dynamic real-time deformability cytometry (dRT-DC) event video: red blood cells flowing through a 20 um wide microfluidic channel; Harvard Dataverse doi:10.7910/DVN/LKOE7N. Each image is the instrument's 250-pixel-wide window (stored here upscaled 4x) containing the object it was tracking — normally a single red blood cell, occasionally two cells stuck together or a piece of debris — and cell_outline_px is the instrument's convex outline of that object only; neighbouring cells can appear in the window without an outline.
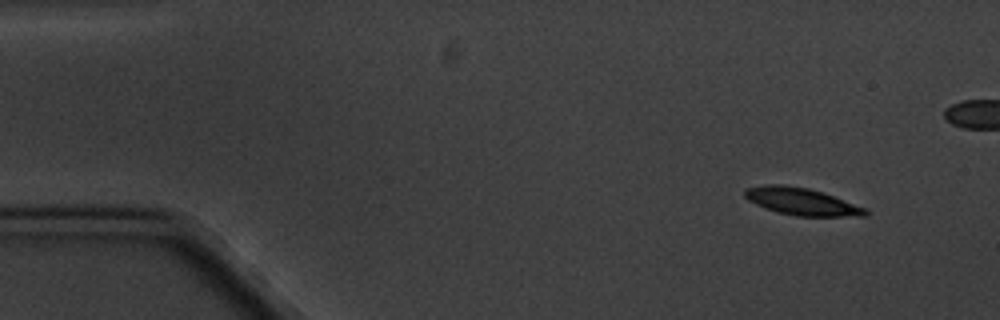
{"species": "common noctule bat (a hibernating species)", "species_latin": "Nyctalus noctula", "temperature_condition": "cold", "stored_images_in_passage": 4, "camera_frame_rate_fps": 3000, "um_per_image_px": 0.085, "animal": {"sex": "male", "body_mass_g": 20.1, "forearm_length_mm": 53.5}, "frame": {"image": 1, "passage_image": 1, "time_ms": 0.0, "image_size_px": [1000, 320], "cell_outline_px": [[868, 216], [796, 216], [776, 212], [764, 208], [748, 200], [744, 196], [744, 188], [768, 184], [780, 184], [808, 188], [832, 196], [864, 208], [868, 212]], "centroid_in_image_um": [68.06, 17.13], "position_along_channel_um": 16.9, "area_um2": 18.9}}